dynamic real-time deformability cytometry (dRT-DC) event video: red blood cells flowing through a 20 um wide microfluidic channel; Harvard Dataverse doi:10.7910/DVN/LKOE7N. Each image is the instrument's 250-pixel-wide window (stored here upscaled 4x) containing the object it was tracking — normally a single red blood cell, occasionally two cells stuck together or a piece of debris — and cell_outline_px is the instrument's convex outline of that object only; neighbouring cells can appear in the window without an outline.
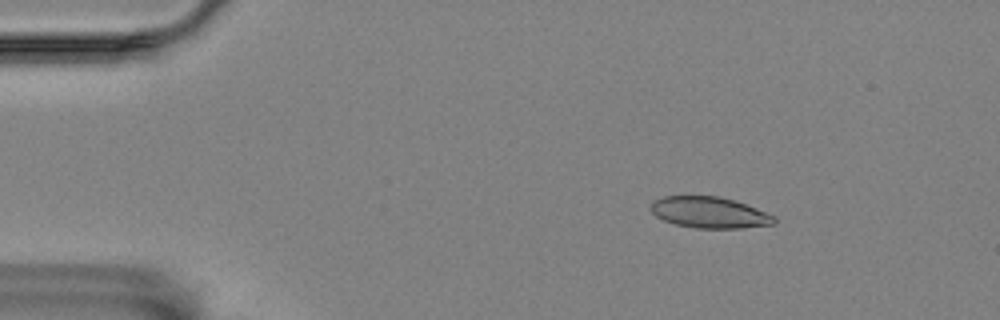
{"species": "Egyptian fruit bat (a non-hibernating species)", "species_latin": "Rousettus aegyptiacus", "temperature_condition": "room temperature", "stored_images_in_passage": 50, "camera_frame_rate_fps": 3000, "um_per_image_px": 0.085, "animal": {"sex": "female"}, "frame": {"image": 1, "passage_image": 2, "time_ms": 0.333, "image_size_px": [1000, 320], "cell_outline_px": [[776, 224], [740, 228], [696, 228], [676, 224], [664, 220], [656, 216], [652, 212], [652, 204], [656, 200], [664, 196], [720, 196], [756, 208], [776, 216]], "centroid_in_image_um": [60.34, 18.07], "position_along_channel_um": 24.7, "area_um2": 22.2}}
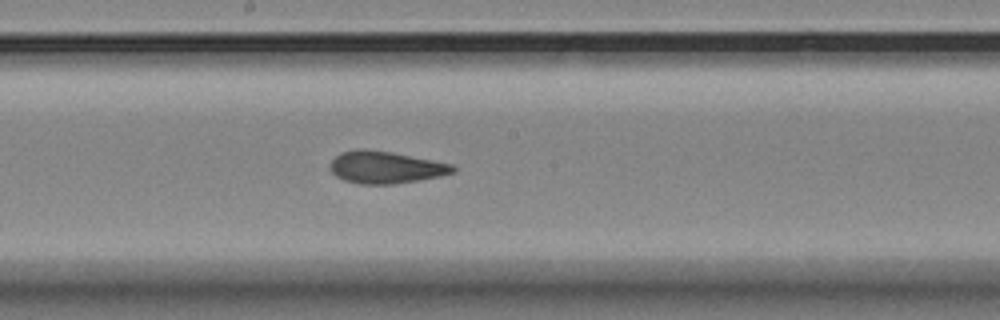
{"frame": {"image": 2, "passage_image": 24, "time_ms": 7.667, "image_size_px": [1000, 320], "cell_outline_px": [[456, 172], [440, 176], [392, 184], [360, 184], [344, 180], [336, 176], [332, 172], [332, 160], [340, 152], [360, 148], [364, 148], [388, 152], [432, 160], [452, 164], [456, 168]], "centroid_in_image_um": [32.77, 14.22], "position_along_channel_um": 215.4, "area_um2": 22.66}}
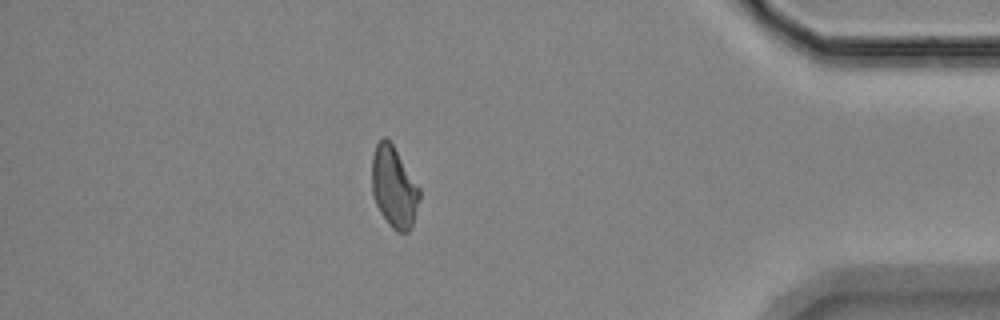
{"frame": {"image": 3, "passage_image": 43, "time_ms": 14.0, "image_size_px": [1000, 320], "cell_outline_px": [[420, 196], [412, 224], [408, 232], [396, 232], [388, 224], [380, 212], [372, 196], [372, 156], [376, 144], [384, 136], [392, 144], [420, 188]], "centroid_in_image_um": [33.47, 15.92], "position_along_channel_um": 401.7, "area_um2": 22.31}, "authors_computed_cell_mechanics": {"area_um2": 22.831, "velocity_mm_per_s": 3.5379, "shape_relaxation_time_tau1_ms": null, "shape_relaxation_time_tau2_ms": 2.2247, "deformation_change_tau1": null, "deformation_change_tau2": 0.0839}}